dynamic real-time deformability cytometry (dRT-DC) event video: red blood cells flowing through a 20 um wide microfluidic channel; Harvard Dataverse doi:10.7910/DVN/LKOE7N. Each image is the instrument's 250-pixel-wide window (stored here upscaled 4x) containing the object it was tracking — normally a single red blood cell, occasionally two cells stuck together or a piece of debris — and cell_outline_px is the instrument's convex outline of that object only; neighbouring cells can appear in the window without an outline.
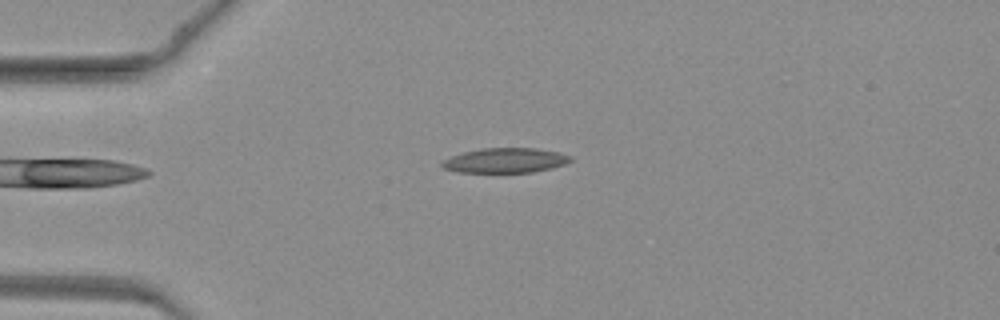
{"species": "common noctule bat (a hibernating species)", "species_latin": "Nyctalus noctula", "temperature_condition": "warm", "stored_images_in_passage": 31, "camera_frame_rate_fps": 3000, "um_per_image_px": 0.085, "animal": {"sex": "female", "body_mass_g": 19.3, "forearm_length_mm": 54.1}, "frame": {"image": 1, "passage_image": 1, "time_ms": 0.0, "image_size_px": [1000, 320], "cell_outline_px": [[572, 160], [564, 164], [552, 168], [532, 172], [460, 172], [444, 168], [440, 164], [444, 160], [452, 156], [464, 152], [484, 148], [536, 148], [556, 152], [572, 156]], "centroid_in_image_um": [42.97, 13.63], "position_along_channel_um": 42.0, "area_um2": 18.32}}
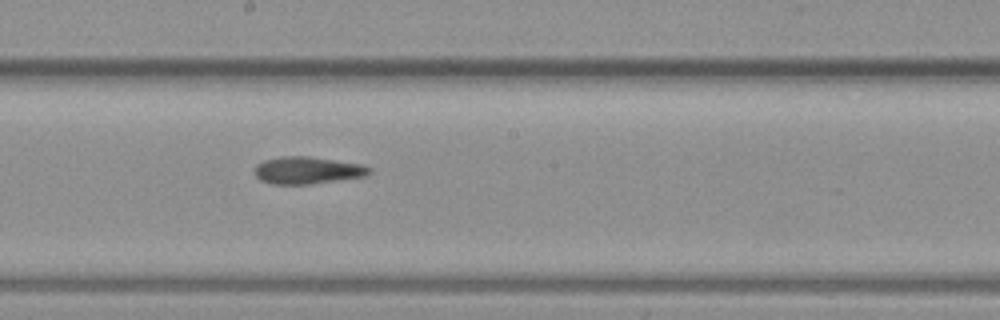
{"frame": {"image": 2, "passage_image": 15, "time_ms": 4.667, "image_size_px": [1000, 320], "cell_outline_px": [[372, 172], [364, 176], [312, 184], [272, 184], [260, 180], [256, 176], [256, 164], [264, 160], [280, 156], [308, 156], [360, 164], [372, 168]], "centroid_in_image_um": [26.12, 14.47], "position_along_channel_um": 222.1, "area_um2": 18.09}}
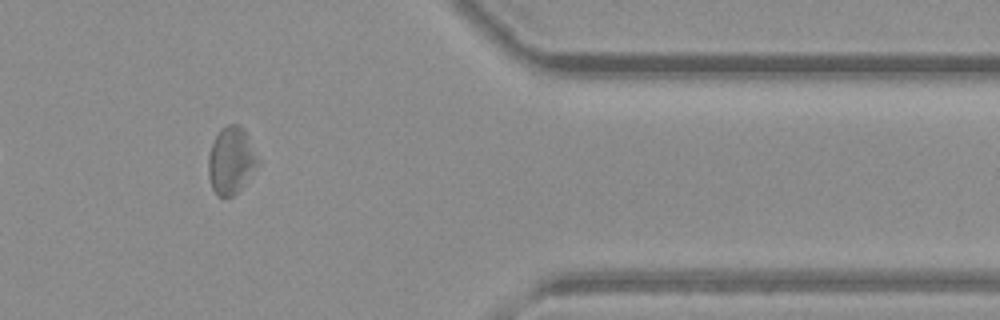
{"frame": {"image": 3, "passage_image": 28, "time_ms": 9.0, "image_size_px": [1000, 320], "cell_outline_px": [[260, 164], [240, 188], [232, 196], [216, 196], [212, 188], [208, 176], [208, 156], [212, 144], [220, 128], [228, 124], [240, 124], [244, 128], [260, 160]], "centroid_in_image_um": [19.65, 13.62], "position_along_channel_um": 391.8, "area_um2": 19.48}}